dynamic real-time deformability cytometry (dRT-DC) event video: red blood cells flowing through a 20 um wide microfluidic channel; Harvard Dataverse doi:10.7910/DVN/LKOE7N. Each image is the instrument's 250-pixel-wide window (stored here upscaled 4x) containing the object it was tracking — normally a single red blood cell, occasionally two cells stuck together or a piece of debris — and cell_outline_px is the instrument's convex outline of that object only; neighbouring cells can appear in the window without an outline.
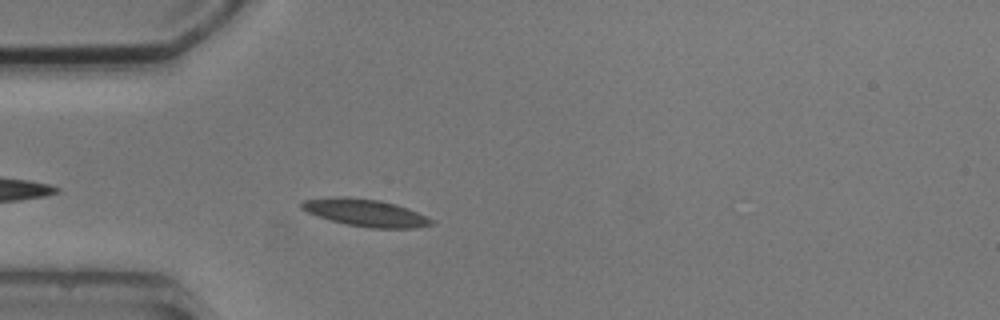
{"species": "common noctule bat (a hibernating species)", "species_latin": "Nyctalus noctula", "temperature_condition": "cold", "stored_images_in_passage": 3, "camera_frame_rate_fps": 3000, "um_per_image_px": 0.085, "animal": {"sex": "male", "body_mass_g": 20.5, "forearm_length_mm": 52.5}, "frame": {"image": 1, "passage_image": 3, "time_ms": 2.333, "image_size_px": [1000, 320], "cell_outline_px": [[436, 220], [432, 224], [416, 228], [372, 228], [348, 224], [332, 220], [308, 212], [300, 208], [300, 204], [304, 200], [332, 196], [348, 196], [380, 200], [396, 204], [408, 208]], "centroid_in_image_um": [31.09, 18.06], "position_along_channel_um": 53.9, "area_um2": 20.63}}